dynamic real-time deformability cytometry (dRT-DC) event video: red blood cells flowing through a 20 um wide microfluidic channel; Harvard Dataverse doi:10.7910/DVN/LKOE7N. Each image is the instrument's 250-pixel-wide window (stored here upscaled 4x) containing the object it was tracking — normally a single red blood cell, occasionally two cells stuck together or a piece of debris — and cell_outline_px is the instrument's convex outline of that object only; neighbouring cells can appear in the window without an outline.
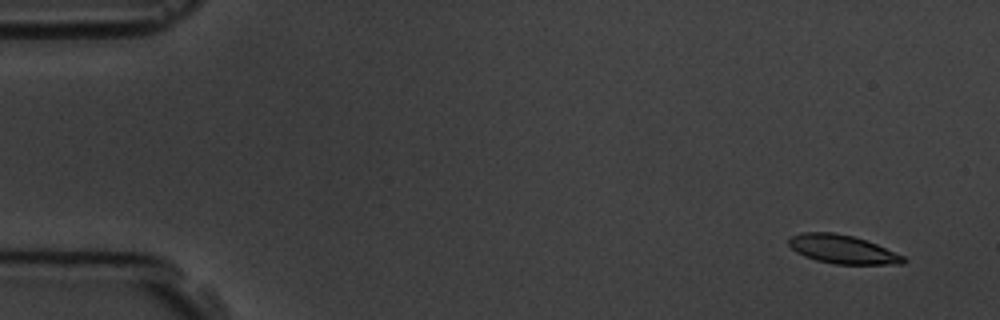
{"species": "common noctule bat (a hibernating species)", "species_latin": "Nyctalus noctula", "temperature_condition": "room temperature", "stored_images_in_passage": 5, "camera_frame_rate_fps": 3000, "um_per_image_px": 0.085, "animal": {"sex": "male", "body_mass_g": 19.5, "forearm_length_mm": 54.6}, "frame": {"image": 1, "passage_image": 2, "time_ms": 1.0, "image_size_px": [1000, 320], "cell_outline_px": [[904, 264], [836, 264], [816, 260], [804, 256], [796, 252], [788, 244], [788, 240], [792, 236], [804, 232], [832, 232], [852, 236], [876, 244], [904, 256]], "centroid_in_image_um": [71.58, 21.19], "position_along_channel_um": 13.4, "area_um2": 18.84}}
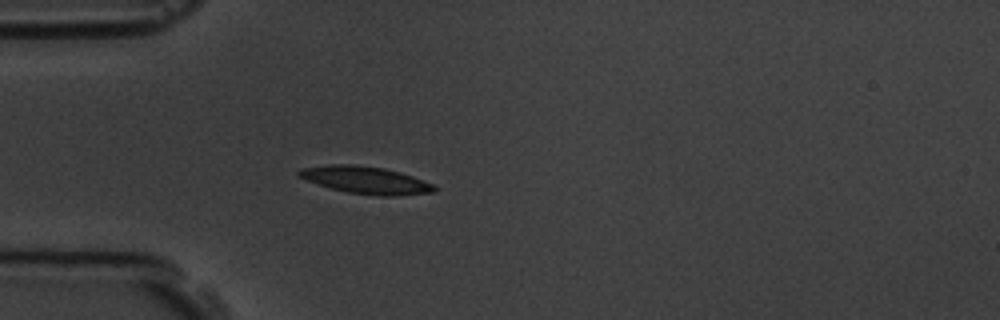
{"frame": {"image": 2, "passage_image": 5, "time_ms": 5.333, "image_size_px": [1000, 320], "cell_outline_px": [[436, 192], [396, 196], [380, 196], [348, 192], [332, 188], [308, 180], [300, 176], [296, 172], [300, 168], [328, 164], [352, 164], [384, 168], [400, 172], [412, 176], [432, 184], [436, 188]], "centroid_in_image_um": [31.1, 15.3], "position_along_channel_um": 53.9, "area_um2": 21.33}}